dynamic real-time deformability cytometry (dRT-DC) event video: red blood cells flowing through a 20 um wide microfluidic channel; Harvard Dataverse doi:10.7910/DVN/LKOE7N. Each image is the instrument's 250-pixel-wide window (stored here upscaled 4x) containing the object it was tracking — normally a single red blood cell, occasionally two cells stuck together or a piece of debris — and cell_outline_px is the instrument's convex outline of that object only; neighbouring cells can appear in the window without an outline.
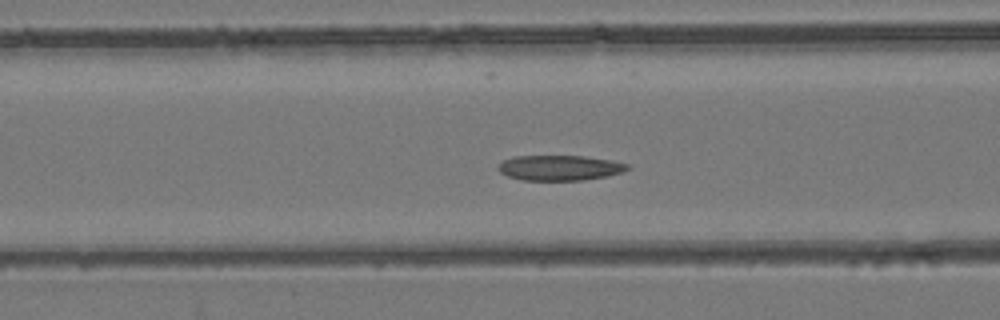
{"species": "common noctule bat (a hibernating species)", "species_latin": "Nyctalus noctula", "temperature_condition": "room temperature", "stored_images_in_passage": 54, "camera_frame_rate_fps": 3000, "um_per_image_px": 0.085, "animal": {"sex": "female", "body_mass_g": 24.6, "forearm_length_mm": 56.2}, "frame": {"image": 1, "passage_image": 22, "time_ms": 7.0, "image_size_px": [1000, 320], "cell_outline_px": [[632, 168], [624, 172], [608, 176], [580, 180], [520, 180], [508, 176], [500, 172], [496, 168], [504, 160], [512, 156], [584, 156], [612, 160], [628, 164]], "centroid_in_image_um": [47.6, 14.26], "position_along_channel_um": 119.0, "area_um2": 19.13}}
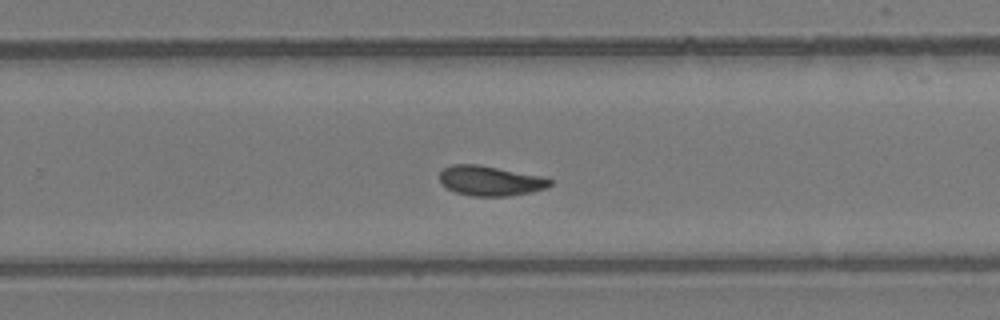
{"frame": {"image": 2, "passage_image": 35, "time_ms": 11.333, "image_size_px": [1000, 320], "cell_outline_px": [[552, 184], [548, 188], [532, 192], [508, 196], [472, 196], [456, 192], [448, 188], [440, 180], [440, 172], [444, 168], [452, 164], [476, 164], [540, 176], [552, 180]], "centroid_in_image_um": [41.69, 15.37], "position_along_channel_um": 288.1, "area_um2": 19.02}}
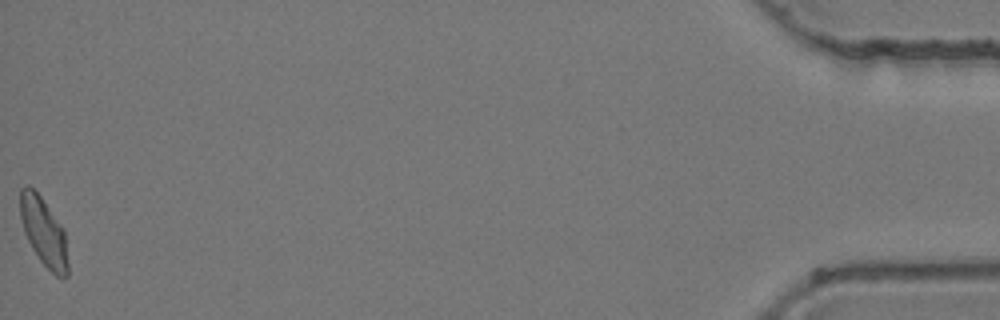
{"frame": {"image": 3, "passage_image": 54, "time_ms": 17.667, "image_size_px": [1000, 320], "cell_outline_px": [[68, 276], [56, 276], [40, 260], [32, 248], [24, 232], [20, 216], [20, 188], [24, 184], [28, 184], [40, 196], [64, 228], [68, 264]], "centroid_in_image_um": [3.71, 19.68], "position_along_channel_um": 431.5, "area_um2": 18.9}, "authors_computed_cell_mechanics": {"area_um2": 19.3919, "velocity_mm_per_s": 3.9097, "shape_relaxation_time_tau1_ms": 11.2989, "shape_relaxation_time_tau2_ms": 2.3619, "deformation_change_tau1": 0.2315, "deformation_change_tau2": 0.0717}}